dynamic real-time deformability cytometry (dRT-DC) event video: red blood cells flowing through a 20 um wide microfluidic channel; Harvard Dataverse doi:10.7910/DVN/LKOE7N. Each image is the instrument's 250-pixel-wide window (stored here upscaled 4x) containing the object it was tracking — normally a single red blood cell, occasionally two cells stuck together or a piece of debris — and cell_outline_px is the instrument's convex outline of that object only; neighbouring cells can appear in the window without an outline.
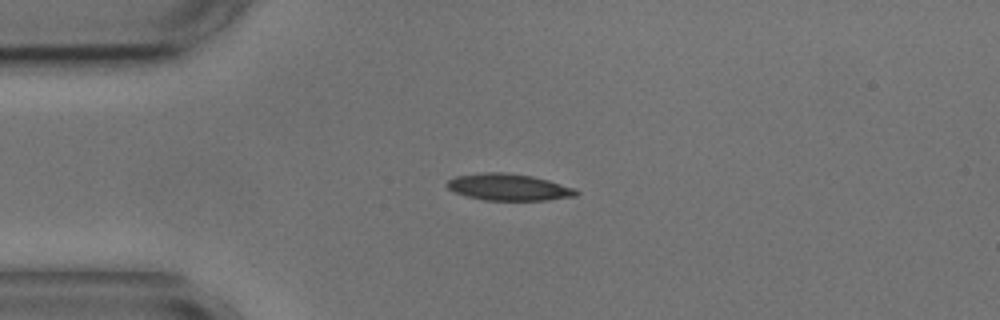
{"species": "common noctule bat (a hibernating species)", "species_latin": "Nyctalus noctula", "temperature_condition": "cold", "stored_images_in_passage": 8, "camera_frame_rate_fps": 3000, "um_per_image_px": 0.085, "animal": {"sex": "male", "body_mass_g": 17.9, "forearm_length_mm": 54.2}, "frame": {"image": 1, "passage_image": 1, "time_ms": 0.0, "image_size_px": [1000, 320], "cell_outline_px": [[580, 192], [576, 196], [548, 200], [484, 200], [468, 196], [456, 192], [448, 188], [448, 180], [456, 176], [480, 172], [504, 172], [532, 176], [548, 180], [576, 188]], "centroid_in_image_um": [43.28, 15.9], "position_along_channel_um": 41.7, "area_um2": 20.06}}